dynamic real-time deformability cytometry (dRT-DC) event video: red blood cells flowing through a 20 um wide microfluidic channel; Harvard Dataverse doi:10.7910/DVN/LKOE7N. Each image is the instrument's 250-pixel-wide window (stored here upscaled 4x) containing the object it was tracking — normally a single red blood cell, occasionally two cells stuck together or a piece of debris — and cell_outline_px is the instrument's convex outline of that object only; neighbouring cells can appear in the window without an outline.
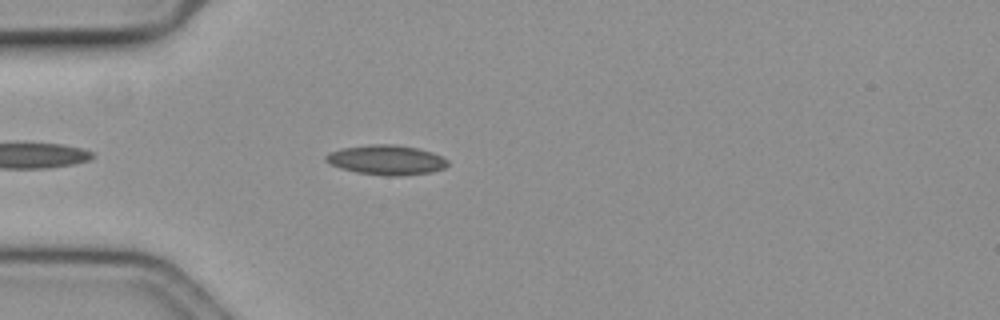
{"species": "common noctule bat (a hibernating species)", "species_latin": "Nyctalus noctula", "temperature_condition": "cold", "stored_images_in_passage": 24, "camera_frame_rate_fps": 3000, "um_per_image_px": 0.085, "animal": {"sex": "female", "body_mass_g": 19.3, "forearm_length_mm": 54.1}, "frame": {"image": 1, "passage_image": 5, "time_ms": 1.333, "image_size_px": [1000, 320], "cell_outline_px": [[448, 164], [444, 168], [432, 172], [404, 176], [384, 176], [356, 172], [340, 168], [324, 160], [324, 156], [340, 148], [368, 144], [396, 144], [416, 148], [432, 152], [448, 160]], "centroid_in_image_um": [32.84, 13.6], "position_along_channel_um": 52.2, "area_um2": 21.27}}
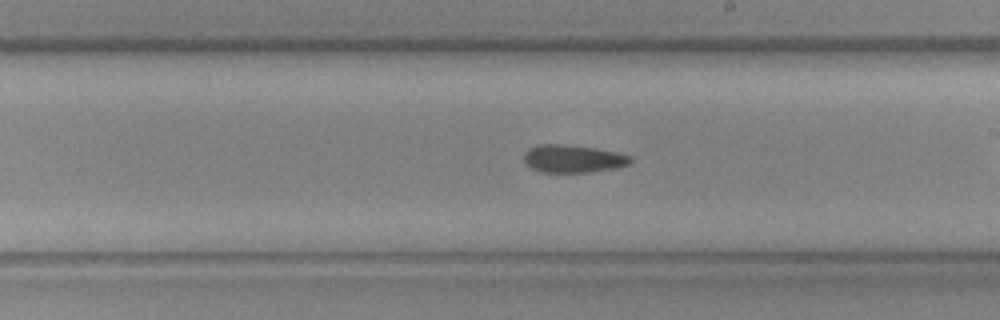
{"frame": {"image": 2, "passage_image": 18, "time_ms": 5.667, "image_size_px": [1000, 320], "cell_outline_px": [[632, 160], [628, 164], [616, 168], [588, 172], [540, 172], [524, 164], [524, 152], [528, 148], [536, 144], [564, 144], [596, 148], [616, 152], [632, 156]], "centroid_in_image_um": [48.66, 13.48], "position_along_channel_um": 240.3, "area_um2": 17.4}}
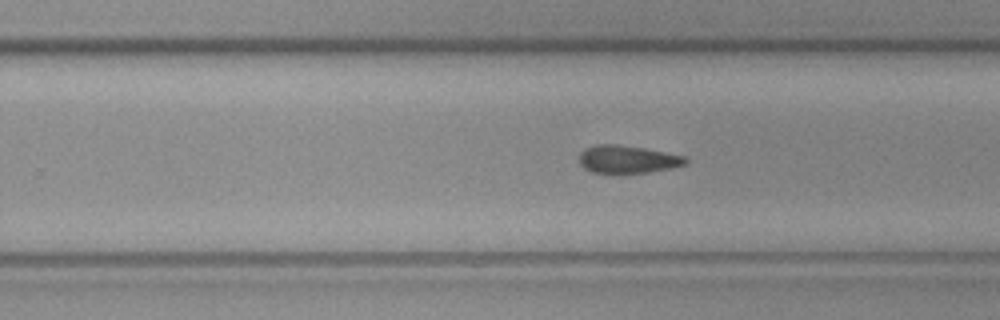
{"frame": {"image": 3, "passage_image": 21, "time_ms": 6.667, "image_size_px": [1000, 320], "cell_outline_px": [[688, 160], [684, 164], [672, 168], [648, 172], [616, 176], [592, 172], [584, 168], [580, 164], [580, 152], [584, 148], [596, 144], [616, 144], [644, 148], [688, 156]], "centroid_in_image_um": [53.32, 13.57], "position_along_channel_um": 276.5, "area_um2": 17.92}}